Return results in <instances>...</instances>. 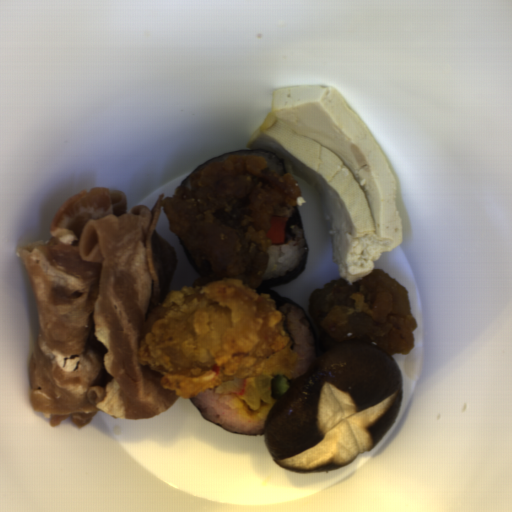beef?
I'll return each mask as SVG.
<instances>
[{
	"label": "beef",
	"instance_id": "33117281",
	"mask_svg": "<svg viewBox=\"0 0 512 512\" xmlns=\"http://www.w3.org/2000/svg\"><path fill=\"white\" fill-rule=\"evenodd\" d=\"M163 196L129 208L120 190L83 189L61 203L49 239L17 248L38 318L29 401L51 427L70 417L83 428L98 411L151 419L180 398L138 360L144 323L178 267L155 230Z\"/></svg>",
	"mask_w": 512,
	"mask_h": 512
}]
</instances>
